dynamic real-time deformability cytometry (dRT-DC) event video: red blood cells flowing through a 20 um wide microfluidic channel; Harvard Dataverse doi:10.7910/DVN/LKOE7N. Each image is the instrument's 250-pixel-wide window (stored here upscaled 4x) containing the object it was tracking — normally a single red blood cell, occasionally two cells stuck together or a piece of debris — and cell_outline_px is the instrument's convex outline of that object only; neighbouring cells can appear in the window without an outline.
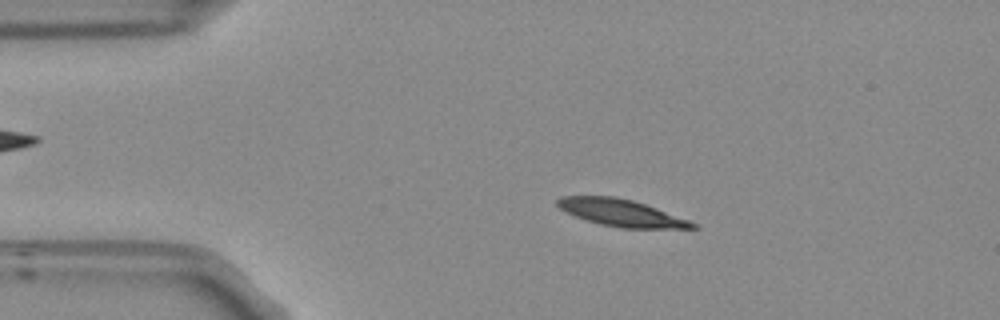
{"species": "Egyptian fruit bat (a non-hibernating species)", "species_latin": "Rousettus aegyptiacus", "temperature_condition": "room temperature", "stored_images_in_passage": 49, "camera_frame_rate_fps": 3000, "um_per_image_px": 0.085, "frame": {"image": 1, "passage_image": 5, "time_ms": 1.333, "image_size_px": [1000, 320], "cell_outline_px": [[700, 228], [620, 228], [600, 224], [564, 212], [556, 204], [556, 200], [560, 196], [612, 196], [632, 200], [656, 208], [688, 220], [696, 224]], "centroid_in_image_um": [52.76, 18.09], "position_along_channel_um": 32.2, "area_um2": 20.98}}
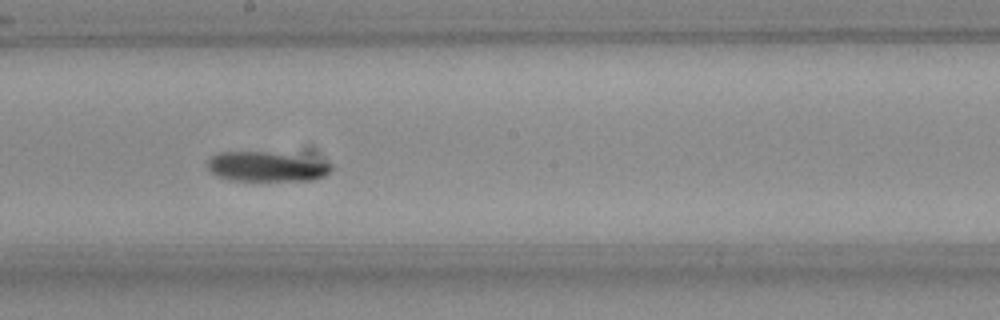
{"frame": {"image": 2, "passage_image": 24, "time_ms": 7.667, "image_size_px": [1000, 320], "cell_outline_px": [[336, 168], [328, 176], [312, 180], [228, 180], [216, 176], [208, 168], [208, 160], [216, 152], [268, 152], [328, 160], [336, 164]], "centroid_in_image_um": [22.79, 14.16], "position_along_channel_um": 225.4, "area_um2": 22.02}}
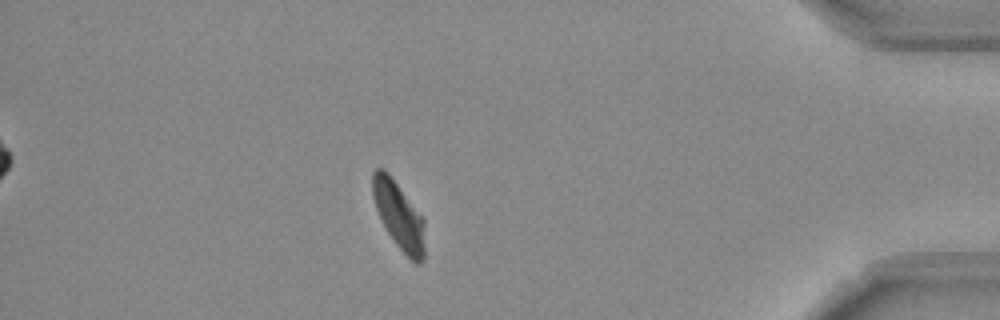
{"frame": {"image": 3, "passage_image": 42, "time_ms": 13.667, "image_size_px": [1000, 320], "cell_outline_px": [[424, 260], [420, 264], [416, 264], [396, 244], [388, 232], [376, 208], [372, 196], [372, 172], [376, 168], [384, 168], [388, 172], [424, 220]], "centroid_in_image_um": [33.89, 18.3], "position_along_channel_um": 401.3, "area_um2": 20.06}, "authors_computed_cell_mechanics": {"area_um2": 21.7328, "velocity_mm_per_s": 3.6971, "shape_relaxation_time_tau1_ms": 5.4127, "shape_relaxation_time_tau2_ms": null, "deformation_change_tau1": 0.1609, "deformation_change_tau2": null}}